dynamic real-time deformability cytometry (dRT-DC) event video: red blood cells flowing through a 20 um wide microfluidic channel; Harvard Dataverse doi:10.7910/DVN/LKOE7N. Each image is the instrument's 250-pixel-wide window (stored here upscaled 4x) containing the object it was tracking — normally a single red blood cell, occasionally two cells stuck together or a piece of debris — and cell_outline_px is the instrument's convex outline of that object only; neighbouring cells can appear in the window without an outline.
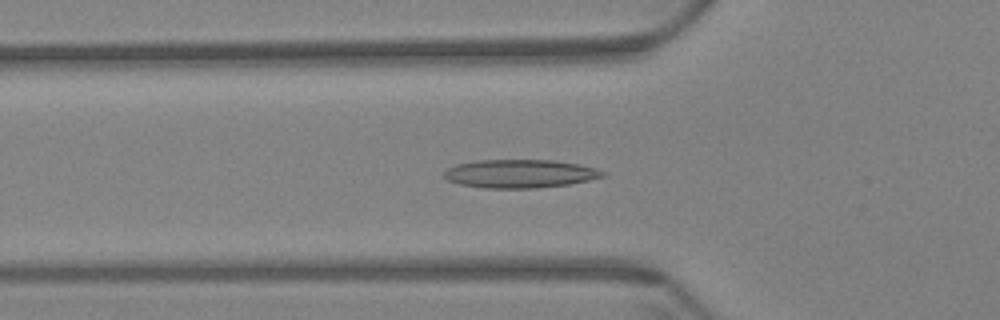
{"species": "Egyptian fruit bat (a non-hibernating species)", "species_latin": "Rousettus aegyptiacus", "temperature_condition": "warm", "stored_images_in_passage": 59, "camera_frame_rate_fps": 3000, "um_per_image_px": 0.085, "animal": {"sex": "female"}, "frame": {"image": 1, "passage_image": 20, "time_ms": 6.333, "image_size_px": [1000, 320], "cell_outline_px": [[608, 176], [568, 184], [536, 188], [484, 188], [460, 184], [448, 180], [444, 176], [444, 172], [448, 168], [456, 164], [476, 160], [556, 160], [580, 164], [596, 168], [604, 172]], "centroid_in_image_um": [44.22, 14.75], "position_along_channel_um": 81.6, "area_um2": 26.3}}
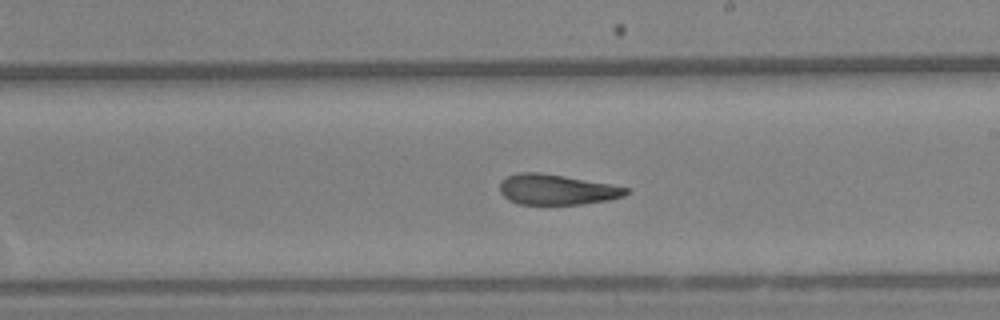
{"frame": {"image": 2, "passage_image": 34, "time_ms": 11.0, "image_size_px": [1000, 320], "cell_outline_px": [[632, 192], [624, 196], [608, 200], [584, 204], [520, 204], [508, 200], [500, 192], [500, 184], [508, 176], [520, 172], [536, 172], [564, 176], [608, 184], [628, 188]], "centroid_in_image_um": [47.34, 16.12], "position_along_channel_um": 241.7, "area_um2": 22.14}}
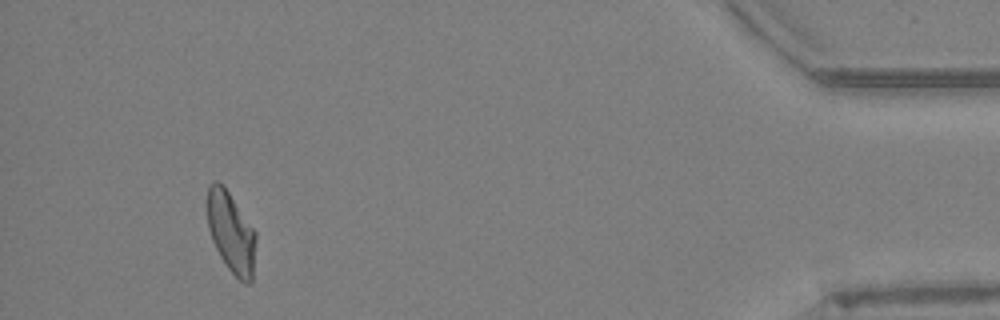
{"frame": {"image": 3, "passage_image": 55, "time_ms": 18.0, "image_size_px": [1000, 320], "cell_outline_px": [[256, 240], [252, 280], [248, 284], [244, 284], [228, 268], [220, 256], [212, 240], [208, 228], [208, 184], [212, 180], [216, 180], [224, 184], [256, 232]], "centroid_in_image_um": [19.64, 19.72], "position_along_channel_um": 415.6, "area_um2": 22.95}, "authors_computed_cell_mechanics": {"area_um2": 23.5824, "velocity_mm_per_s": 3.434, "shape_relaxation_time_tau1_ms": null, "shape_relaxation_time_tau2_ms": 2.2445, "deformation_change_tau1": null, "deformation_change_tau2": 0.0986}}